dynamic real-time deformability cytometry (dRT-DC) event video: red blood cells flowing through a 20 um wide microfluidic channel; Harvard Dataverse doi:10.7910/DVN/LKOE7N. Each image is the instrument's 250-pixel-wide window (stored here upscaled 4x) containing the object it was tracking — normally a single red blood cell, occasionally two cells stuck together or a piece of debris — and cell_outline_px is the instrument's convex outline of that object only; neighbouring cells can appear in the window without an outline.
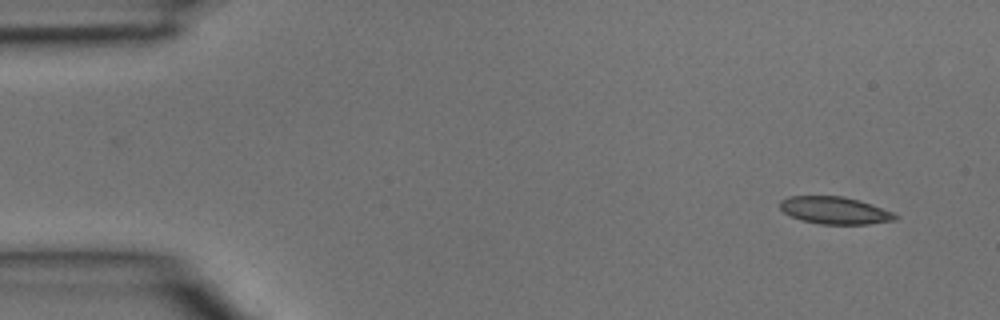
{"species": "common noctule bat (a hibernating species)", "species_latin": "Nyctalus noctula", "temperature_condition": "room temperature", "stored_images_in_passage": 3, "camera_frame_rate_fps": 3000, "um_per_image_px": 0.085, "animal": {"sex": "male", "body_mass_g": 15.6}, "frame": {"image": 1, "passage_image": 1, "time_ms": 0.0, "image_size_px": [1000, 320], "cell_outline_px": [[900, 216], [896, 220], [868, 224], [820, 224], [800, 220], [784, 212], [780, 208], [780, 200], [788, 196], [844, 196], [860, 200], [872, 204], [892, 212]], "centroid_in_image_um": [70.97, 17.88], "position_along_channel_um": 14.0, "area_um2": 18.44}}